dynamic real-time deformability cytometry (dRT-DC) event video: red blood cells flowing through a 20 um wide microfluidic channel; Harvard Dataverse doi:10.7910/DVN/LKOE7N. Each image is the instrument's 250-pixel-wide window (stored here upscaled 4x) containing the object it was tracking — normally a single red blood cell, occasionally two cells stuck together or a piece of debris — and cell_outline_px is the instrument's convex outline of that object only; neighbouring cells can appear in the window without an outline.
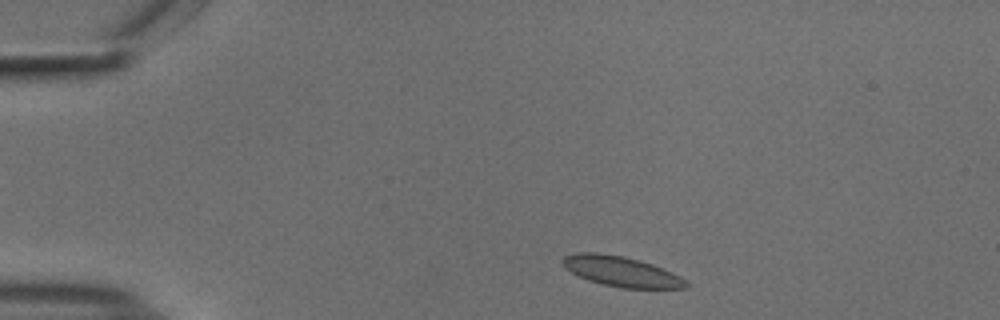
{"species": "common noctule bat (a hibernating species)", "species_latin": "Nyctalus noctula", "temperature_condition": "cold", "stored_images_in_passage": 46, "camera_frame_rate_fps": 3000, "um_per_image_px": 0.085, "animal": {"sex": "male", "body_mass_g": 18.8}, "frame": {"image": 1, "passage_image": 2, "time_ms": 0.333, "image_size_px": [1000, 320], "cell_outline_px": [[688, 284], [684, 288], [624, 288], [600, 284], [588, 280], [564, 268], [560, 260], [564, 256], [576, 252], [596, 252], [624, 256], [640, 260], [652, 264], [672, 272], [680, 276]], "centroid_in_image_um": [52.75, 23.06], "position_along_channel_um": 32.2, "area_um2": 21.73}}
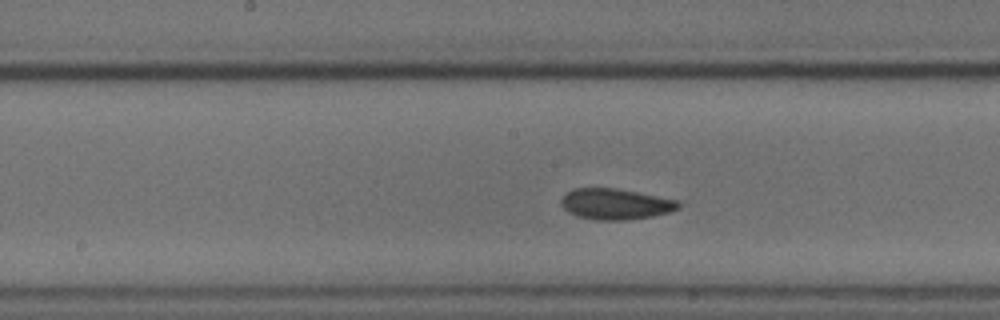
{"frame": {"image": 2, "passage_image": 20, "time_ms": 6.333, "image_size_px": [1000, 320], "cell_outline_px": [[680, 208], [668, 212], [652, 216], [624, 220], [596, 220], [580, 216], [568, 212], [560, 204], [560, 200], [572, 188], [616, 188], [680, 200]], "centroid_in_image_um": [52.33, 17.33], "position_along_channel_um": 195.9, "area_um2": 21.04}}
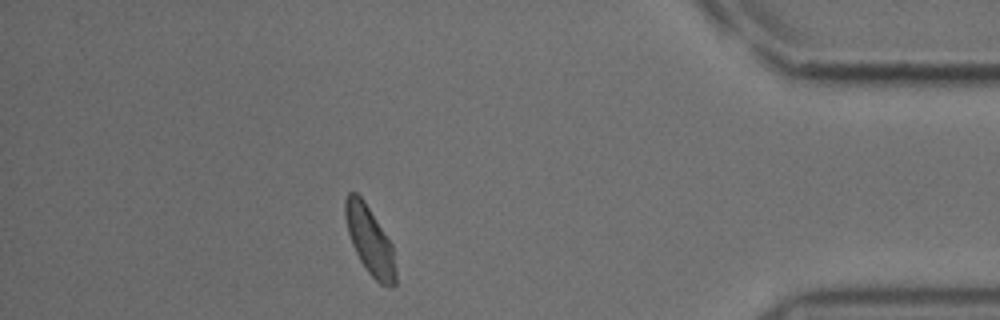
{"frame": {"image": 3, "passage_image": 40, "time_ms": 13.0, "image_size_px": [1000, 320], "cell_outline_px": [[396, 284], [380, 284], [368, 272], [360, 260], [352, 244], [348, 232], [344, 216], [344, 200], [348, 192], [356, 192], [364, 200], [392, 244], [396, 272]], "centroid_in_image_um": [31.41, 20.39], "position_along_channel_um": 403.8, "area_um2": 19.77}, "authors_computed_cell_mechanics": {"area_um2": 20.5768, "velocity_mm_per_s": 3.6855, "shape_relaxation_time_tau1_ms": 3.5944, "shape_relaxation_time_tau2_ms": 2.1438, "deformation_change_tau1": 0.061, "deformation_change_tau2": 0.0525}}